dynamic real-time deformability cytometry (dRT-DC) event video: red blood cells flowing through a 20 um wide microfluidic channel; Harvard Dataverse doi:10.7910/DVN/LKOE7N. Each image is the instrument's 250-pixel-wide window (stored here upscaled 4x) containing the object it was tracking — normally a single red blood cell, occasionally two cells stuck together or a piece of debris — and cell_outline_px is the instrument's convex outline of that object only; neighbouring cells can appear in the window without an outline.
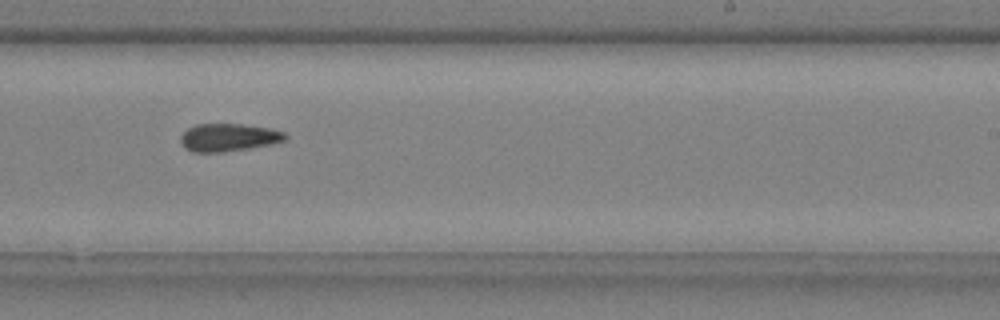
{"species": "common noctule bat (a hibernating species)", "species_latin": "Nyctalus noctula", "temperature_condition": "cold", "stored_images_in_passage": 10, "camera_frame_rate_fps": 3000, "um_per_image_px": 0.085, "animal": {"sex": "male", "body_mass_g": 20.4}, "frame": {"image": 1, "passage_image": 7, "time_ms": 2.0, "image_size_px": [1000, 320], "cell_outline_px": [[288, 136], [284, 140], [268, 144], [248, 148], [220, 152], [192, 152], [184, 148], [180, 140], [180, 136], [188, 128], [196, 124], [244, 124], [272, 128], [284, 132]], "centroid_in_image_um": [19.4, 11.67], "position_along_channel_um": 269.6, "area_um2": 16.88}}